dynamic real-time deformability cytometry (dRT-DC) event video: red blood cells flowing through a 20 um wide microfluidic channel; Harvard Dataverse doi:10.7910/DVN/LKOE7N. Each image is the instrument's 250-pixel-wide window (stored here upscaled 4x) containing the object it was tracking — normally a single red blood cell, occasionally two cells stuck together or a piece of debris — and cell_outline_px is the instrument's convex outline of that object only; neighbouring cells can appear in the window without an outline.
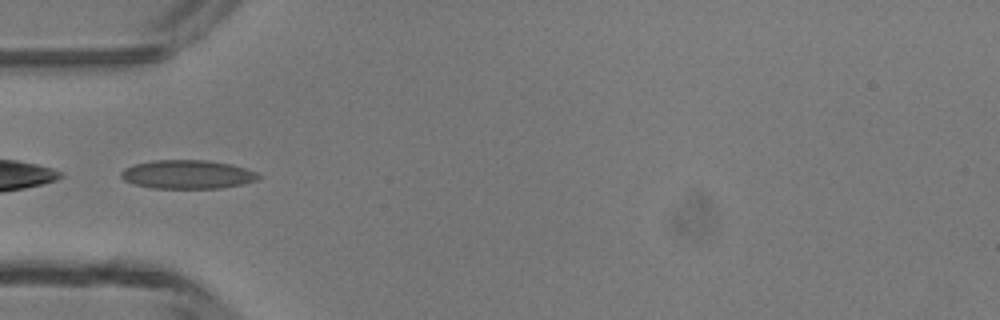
{"species": "common noctule bat (a hibernating species)", "species_latin": "Nyctalus noctula", "temperature_condition": "room temperature", "stored_images_in_passage": 5, "camera_frame_rate_fps": 3000, "um_per_image_px": 0.085, "animal": {"sex": "male", "body_mass_g": 13.3}, "frame": {"image": 1, "passage_image": 5, "time_ms": 4.667, "image_size_px": [1000, 320], "cell_outline_px": [[260, 176], [256, 180], [240, 184], [220, 188], [152, 188], [136, 184], [124, 180], [120, 176], [120, 172], [124, 168], [132, 164], [152, 160], [208, 160], [228, 164], [244, 168], [256, 172]], "centroid_in_image_um": [15.87, 14.82], "position_along_channel_um": 69.1, "area_um2": 22.83}}